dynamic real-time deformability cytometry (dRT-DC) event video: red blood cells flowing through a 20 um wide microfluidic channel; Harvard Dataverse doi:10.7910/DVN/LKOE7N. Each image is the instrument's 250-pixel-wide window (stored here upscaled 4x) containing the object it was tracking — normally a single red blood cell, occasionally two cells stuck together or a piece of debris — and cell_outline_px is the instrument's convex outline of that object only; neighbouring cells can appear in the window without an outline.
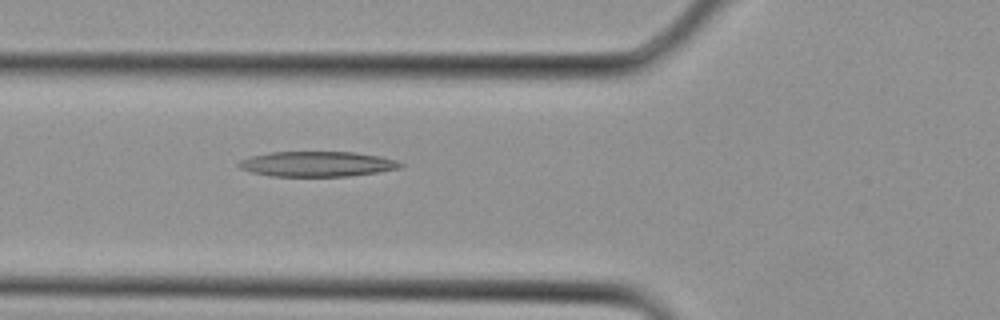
{"species": "Egyptian fruit bat (a non-hibernating species)", "species_latin": "Rousettus aegyptiacus", "temperature_condition": "cold", "stored_images_in_passage": 2, "camera_frame_rate_fps": 3000, "um_per_image_px": 0.085, "animal": {"sex": "female"}, "frame": {"image": 1, "passage_image": 2, "time_ms": 0.333, "image_size_px": [1000, 320], "cell_outline_px": [[404, 164], [400, 168], [380, 172], [348, 176], [272, 176], [252, 172], [240, 168], [236, 164], [240, 160], [252, 156], [268, 152], [352, 152], [380, 156], [396, 160]], "centroid_in_image_um": [26.97, 13.94], "position_along_channel_um": 98.8, "area_um2": 23.7}}